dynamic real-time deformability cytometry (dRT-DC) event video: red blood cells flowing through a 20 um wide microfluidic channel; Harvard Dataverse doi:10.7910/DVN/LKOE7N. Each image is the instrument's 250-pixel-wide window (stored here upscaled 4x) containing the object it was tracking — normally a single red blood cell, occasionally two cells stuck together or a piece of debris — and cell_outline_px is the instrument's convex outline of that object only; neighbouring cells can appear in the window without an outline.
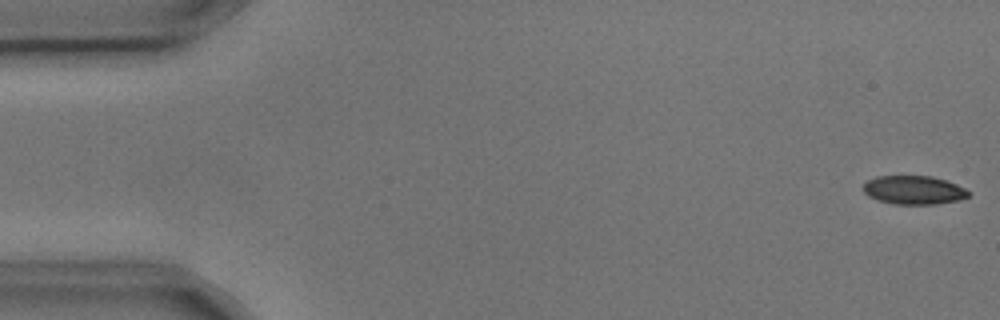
{"species": "common noctule bat (a hibernating species)", "species_latin": "Nyctalus noctula", "temperature_condition": "cold", "stored_images_in_passage": 4, "camera_frame_rate_fps": 3000, "um_per_image_px": 0.085, "animal": {"sex": "male", "body_mass_g": 17.9, "forearm_length_mm": 54.2}, "frame": {"image": 1, "passage_image": 1, "time_ms": 0.0, "image_size_px": [1000, 320], "cell_outline_px": [[972, 192], [968, 196], [960, 200], [936, 204], [896, 204], [876, 200], [868, 196], [864, 192], [864, 184], [868, 180], [876, 176], [932, 176], [948, 180]], "centroid_in_image_um": [77.69, 16.15], "position_along_channel_um": 7.3, "area_um2": 17.69}}